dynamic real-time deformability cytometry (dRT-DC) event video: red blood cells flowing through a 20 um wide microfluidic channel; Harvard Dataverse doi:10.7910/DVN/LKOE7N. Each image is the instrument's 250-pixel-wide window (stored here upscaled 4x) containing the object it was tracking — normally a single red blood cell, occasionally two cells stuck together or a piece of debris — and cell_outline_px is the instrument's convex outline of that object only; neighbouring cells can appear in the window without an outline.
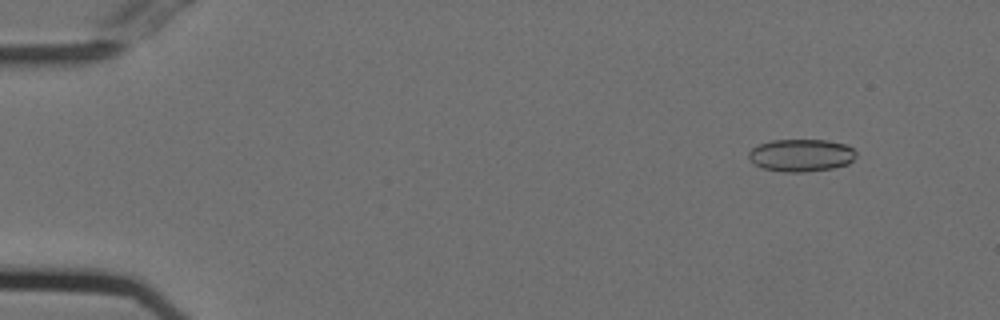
{"species": "Egyptian fruit bat (a non-hibernating species)", "species_latin": "Rousettus aegyptiacus", "temperature_condition": "cold", "stored_images_in_passage": 18, "camera_frame_rate_fps": 3000, "um_per_image_px": 0.085, "animal": {"sex": "female"}, "frame": {"image": 1, "passage_image": 6, "time_ms": 1.667, "image_size_px": [1000, 320], "cell_outline_px": [[856, 156], [848, 164], [832, 168], [804, 172], [784, 172], [764, 168], [756, 164], [748, 156], [748, 152], [752, 148], [760, 144], [772, 140], [828, 140], [844, 144], [852, 148], [856, 152]], "centroid_in_image_um": [68.11, 13.19], "position_along_channel_um": 16.9, "area_um2": 20.17}}
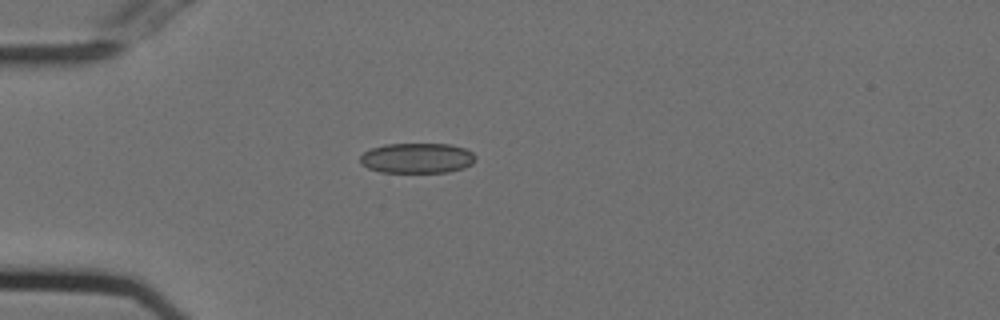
{"frame": {"image": 2, "passage_image": 16, "time_ms": 5.0, "image_size_px": [1000, 320], "cell_outline_px": [[476, 160], [472, 164], [464, 168], [448, 172], [380, 172], [368, 168], [360, 164], [360, 156], [364, 152], [372, 148], [384, 144], [452, 144], [464, 148], [472, 152], [476, 156]], "centroid_in_image_um": [35.46, 13.44], "position_along_channel_um": 49.5, "area_um2": 20.46}}